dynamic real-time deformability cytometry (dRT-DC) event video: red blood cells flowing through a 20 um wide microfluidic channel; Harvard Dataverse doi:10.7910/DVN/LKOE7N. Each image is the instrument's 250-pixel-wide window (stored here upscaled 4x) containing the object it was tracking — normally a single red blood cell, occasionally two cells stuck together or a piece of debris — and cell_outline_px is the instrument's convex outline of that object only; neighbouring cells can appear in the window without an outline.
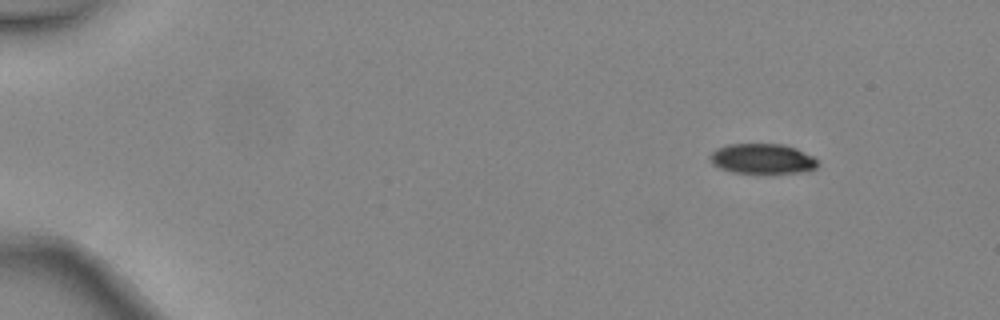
{"species": "common noctule bat (a hibernating species)", "species_latin": "Nyctalus noctula", "temperature_condition": "warm", "stored_images_in_passage": 3, "camera_frame_rate_fps": 3000, "um_per_image_px": 0.085, "animal": {"sex": "female", "body_mass_g": 24.6, "forearm_length_mm": 56.2}, "frame": {"image": 1, "passage_image": 3, "time_ms": 0.667, "image_size_px": [1000, 320], "cell_outline_px": [[820, 164], [816, 168], [804, 172], [732, 172], [720, 168], [712, 164], [708, 156], [716, 148], [728, 144], [784, 144], [796, 148], [812, 156]], "centroid_in_image_um": [64.78, 13.48], "position_along_channel_um": 20.2, "area_um2": 18.79}}